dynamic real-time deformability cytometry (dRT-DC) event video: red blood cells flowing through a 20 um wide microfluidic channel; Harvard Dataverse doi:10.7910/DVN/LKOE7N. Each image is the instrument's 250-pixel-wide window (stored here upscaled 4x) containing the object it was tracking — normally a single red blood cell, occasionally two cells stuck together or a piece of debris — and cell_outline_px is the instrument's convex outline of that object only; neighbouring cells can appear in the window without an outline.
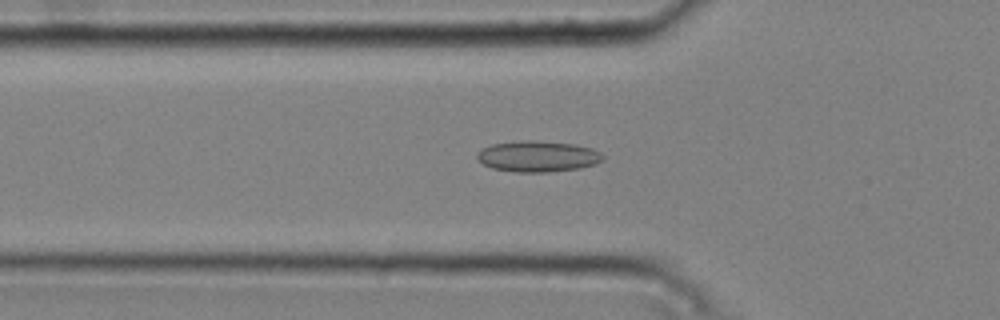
{"species": "common noctule bat (a hibernating species)", "species_latin": "Nyctalus noctula", "temperature_condition": "cold", "stored_images_in_passage": 51, "camera_frame_rate_fps": 3000, "um_per_image_px": 0.085, "animal": {"sex": "male", "body_mass_g": 20.4}, "frame": {"image": 1, "passage_image": 18, "time_ms": 5.667, "image_size_px": [1000, 320], "cell_outline_px": [[604, 160], [596, 164], [580, 168], [548, 172], [516, 172], [492, 168], [484, 164], [476, 156], [484, 148], [492, 144], [524, 140], [536, 140], [576, 144], [592, 148], [600, 152], [604, 156]], "centroid_in_image_um": [45.78, 13.29], "position_along_channel_um": 80.0, "area_um2": 22.72}}
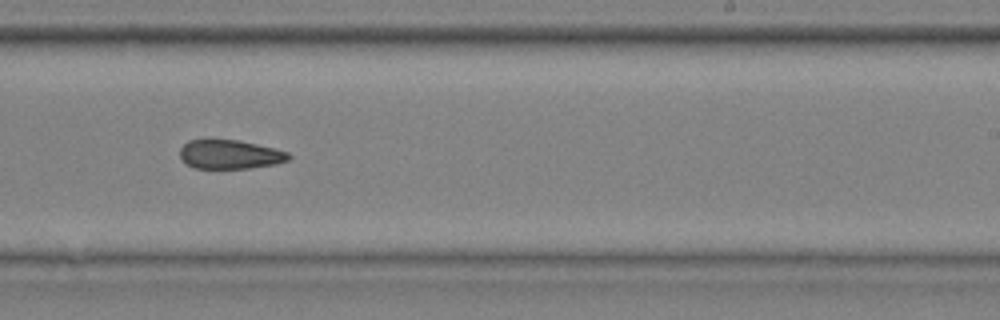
{"frame": {"image": 2, "passage_image": 33, "time_ms": 10.667, "image_size_px": [1000, 320], "cell_outline_px": [[292, 156], [288, 160], [276, 164], [248, 168], [196, 168], [188, 164], [180, 156], [180, 148], [188, 140], [240, 140], [288, 152]], "centroid_in_image_um": [19.56, 13.12], "position_along_channel_um": 269.4, "area_um2": 18.15}}
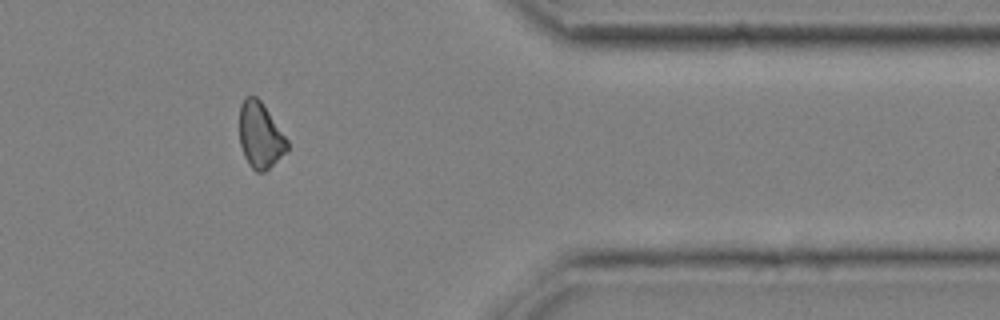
{"frame": {"image": 3, "passage_image": 44, "time_ms": 14.333, "image_size_px": [1000, 320], "cell_outline_px": [[288, 152], [264, 172], [256, 172], [248, 164], [244, 156], [240, 144], [240, 104], [244, 96], [256, 96], [260, 100], [288, 140]], "centroid_in_image_um": [22.12, 11.52], "position_along_channel_um": 389.3, "area_um2": 18.38}, "authors_computed_cell_mechanics": {"area_um2": 19.4208, "velocity_mm_per_s": 3.7822, "shape_relaxation_time_tau1_ms": null, "shape_relaxation_time_tau2_ms": 9.8446, "deformation_change_tau1": null, "deformation_change_tau2": 0.1879}}